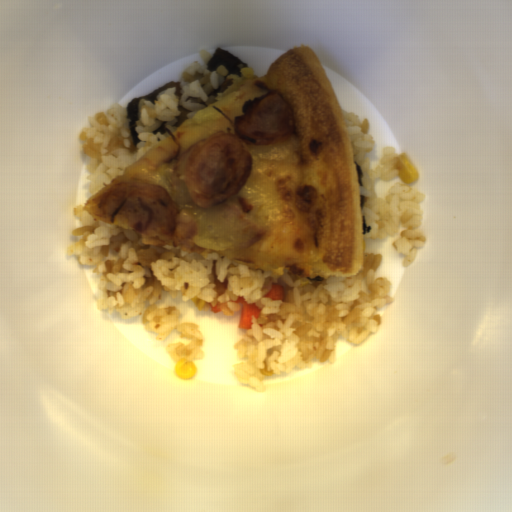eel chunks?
<instances>
[{
  "label": "eel chunks",
  "instance_id": "eel-chunks-1",
  "mask_svg": "<svg viewBox=\"0 0 512 512\" xmlns=\"http://www.w3.org/2000/svg\"><path fill=\"white\" fill-rule=\"evenodd\" d=\"M170 88H175V96L177 98L182 97L181 83L179 81H173V82L165 83L164 85H162L159 88L150 92L145 97L134 98V99L130 100V102L127 106L126 117L128 119V128H129L130 139L134 146H137L140 141L138 134H137V130H136L137 121L139 120V116H138L139 102L141 100H148L153 104L157 103V98H158L159 94L165 90L170 89Z\"/></svg>",
  "mask_w": 512,
  "mask_h": 512
},
{
  "label": "eel chunks",
  "instance_id": "eel-chunks-2",
  "mask_svg": "<svg viewBox=\"0 0 512 512\" xmlns=\"http://www.w3.org/2000/svg\"><path fill=\"white\" fill-rule=\"evenodd\" d=\"M209 71H217L218 67L225 66L228 75H241V70L248 67L239 57L230 52L217 48L211 58L205 63Z\"/></svg>",
  "mask_w": 512,
  "mask_h": 512
},
{
  "label": "eel chunks",
  "instance_id": "eel-chunks-3",
  "mask_svg": "<svg viewBox=\"0 0 512 512\" xmlns=\"http://www.w3.org/2000/svg\"><path fill=\"white\" fill-rule=\"evenodd\" d=\"M178 110L180 112V114L178 115L177 117V120H176V124L174 127H178L181 123H183L187 118H189V115H190V109H186L184 105H180L178 106Z\"/></svg>",
  "mask_w": 512,
  "mask_h": 512
},
{
  "label": "eel chunks",
  "instance_id": "eel-chunks-4",
  "mask_svg": "<svg viewBox=\"0 0 512 512\" xmlns=\"http://www.w3.org/2000/svg\"><path fill=\"white\" fill-rule=\"evenodd\" d=\"M361 224H362V235H367L371 230V225L366 224L365 215H361Z\"/></svg>",
  "mask_w": 512,
  "mask_h": 512
},
{
  "label": "eel chunks",
  "instance_id": "eel-chunks-5",
  "mask_svg": "<svg viewBox=\"0 0 512 512\" xmlns=\"http://www.w3.org/2000/svg\"><path fill=\"white\" fill-rule=\"evenodd\" d=\"M354 164H355L356 169H357L358 182H359V187H360L361 185H363V175H364V173H363V171H362V169H361V167H360L359 163H355V162H354Z\"/></svg>",
  "mask_w": 512,
  "mask_h": 512
},
{
  "label": "eel chunks",
  "instance_id": "eel-chunks-6",
  "mask_svg": "<svg viewBox=\"0 0 512 512\" xmlns=\"http://www.w3.org/2000/svg\"><path fill=\"white\" fill-rule=\"evenodd\" d=\"M360 202H361V210H362L365 205V202H366V197L364 194H360Z\"/></svg>",
  "mask_w": 512,
  "mask_h": 512
}]
</instances>
